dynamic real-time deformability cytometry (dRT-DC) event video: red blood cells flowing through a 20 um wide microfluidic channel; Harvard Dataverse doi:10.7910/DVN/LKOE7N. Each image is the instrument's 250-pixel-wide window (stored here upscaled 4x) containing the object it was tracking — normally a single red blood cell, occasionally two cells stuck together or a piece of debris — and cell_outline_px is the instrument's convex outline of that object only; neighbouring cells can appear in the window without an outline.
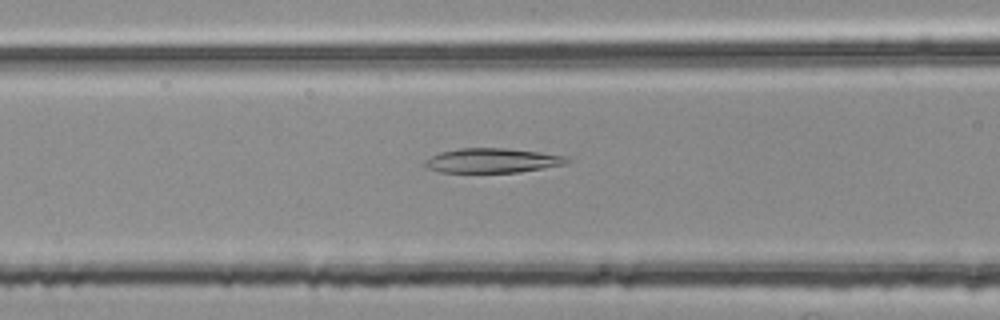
{"species": "common noctule bat (a hibernating species)", "species_latin": "Nyctalus noctula", "temperature_condition": "room temperature", "stored_images_in_passage": 44, "camera_frame_rate_fps": 3000, "um_per_image_px": 0.085, "animal": {"sex": "female", "body_mass_g": 25.1}, "frame": {"image": 1, "passage_image": 11, "time_ms": 3.333, "image_size_px": [1000, 320], "cell_outline_px": [[572, 160], [564, 164], [520, 172], [440, 172], [424, 168], [424, 164], [432, 156], [440, 152], [460, 148], [504, 148], [540, 152], [568, 156]], "centroid_in_image_um": [41.86, 13.64], "position_along_channel_um": 124.7, "area_um2": 20.23}}
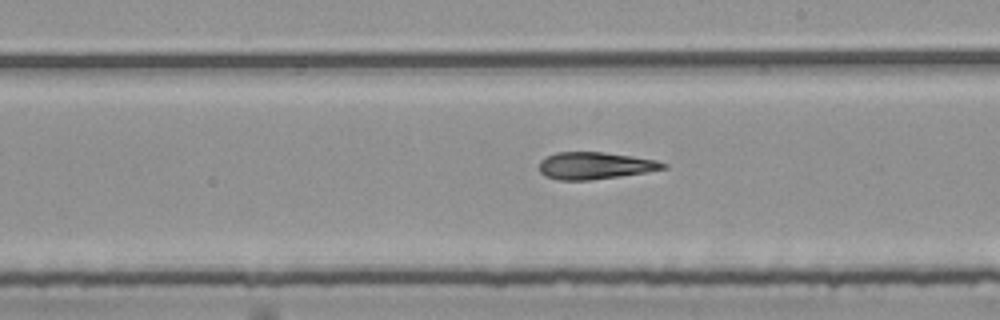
{"frame": {"image": 2, "passage_image": 20, "time_ms": 6.333, "image_size_px": [1000, 320], "cell_outline_px": [[668, 168], [648, 172], [620, 176], [588, 180], [560, 180], [544, 176], [540, 172], [540, 160], [556, 152], [604, 152], [632, 156], [656, 160], [668, 164]], "centroid_in_image_um": [50.6, 14.08], "position_along_channel_um": 238.4, "area_um2": 19.59}}
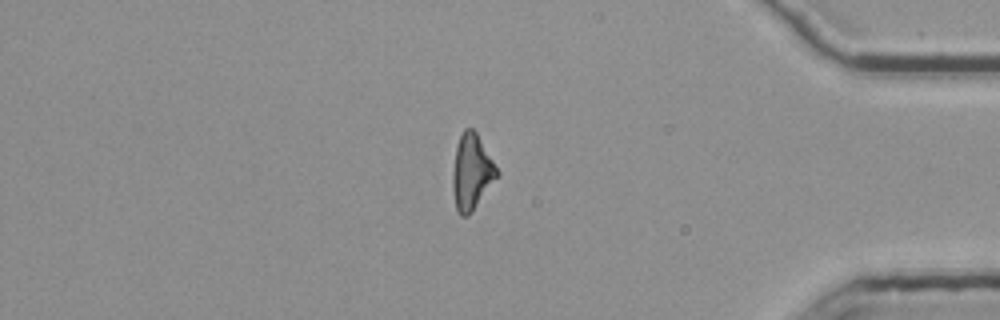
{"frame": {"image": 3, "passage_image": 35, "time_ms": 11.333, "image_size_px": [1000, 320], "cell_outline_px": [[500, 176], [472, 212], [468, 216], [460, 216], [456, 208], [452, 188], [452, 172], [456, 144], [464, 128], [472, 128], [476, 132], [500, 172]], "centroid_in_image_um": [40.1, 14.64], "position_along_channel_um": 395.1, "area_um2": 19.83}}